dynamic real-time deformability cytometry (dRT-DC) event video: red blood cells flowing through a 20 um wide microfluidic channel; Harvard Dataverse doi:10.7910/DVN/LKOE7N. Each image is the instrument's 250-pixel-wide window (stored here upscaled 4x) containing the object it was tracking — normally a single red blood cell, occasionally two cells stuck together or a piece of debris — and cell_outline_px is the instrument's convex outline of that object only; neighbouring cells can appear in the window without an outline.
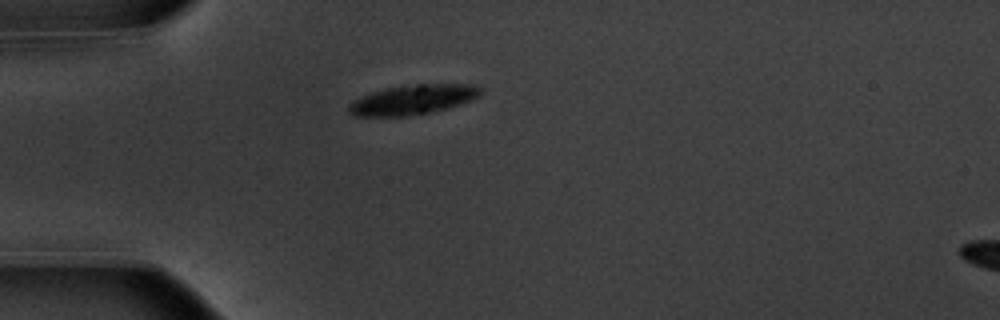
{"species": "common noctule bat (a hibernating species)", "species_latin": "Nyctalus noctula", "temperature_condition": "warm", "stored_images_in_passage": 18, "camera_frame_rate_fps": 3000, "um_per_image_px": 0.085, "animal": {"sex": "male", "body_mass_g": 20.1, "forearm_length_mm": 53.5}, "frame": {"image": 1, "passage_image": 1, "time_ms": 0.0, "image_size_px": [1000, 320], "cell_outline_px": [[484, 88], [480, 96], [472, 100], [448, 108], [408, 116], [352, 116], [348, 112], [348, 104], [352, 100], [372, 92], [388, 88], [416, 84], [476, 84]], "centroid_in_image_um": [35.12, 8.47], "position_along_channel_um": 49.9, "area_um2": 22.95}}
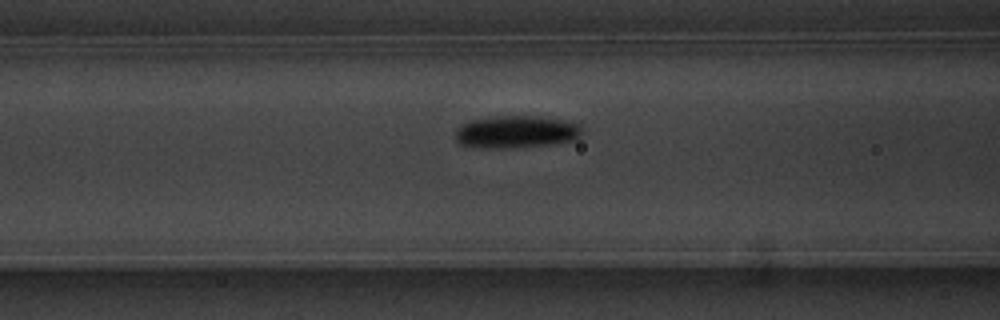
{"frame": {"image": 2, "passage_image": 8, "time_ms": 2.333, "image_size_px": [1000, 320], "cell_outline_px": [[580, 136], [572, 140], [552, 144], [504, 148], [476, 148], [460, 144], [456, 140], [456, 132], [464, 124], [472, 120], [508, 116], [524, 116], [556, 120], [576, 124], [580, 128]], "centroid_in_image_um": [43.81, 11.24], "position_along_channel_um": 122.8, "area_um2": 22.95}}
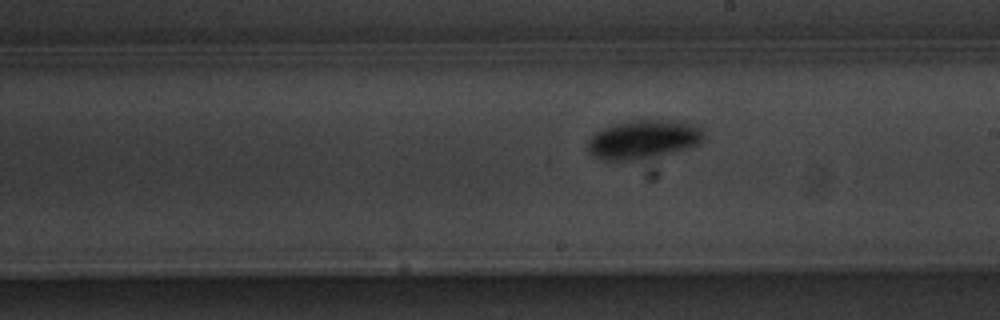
{"frame": {"image": 3, "passage_image": 17, "time_ms": 5.333, "image_size_px": [1000, 320], "cell_outline_px": [[700, 144], [656, 176], [648, 176], [592, 156], [588, 152], [588, 140], [596, 132], [620, 124], [680, 124], [700, 128]], "centroid_in_image_um": [54.76, 12.39], "position_along_channel_um": 234.2, "area_um2": 30.63}}